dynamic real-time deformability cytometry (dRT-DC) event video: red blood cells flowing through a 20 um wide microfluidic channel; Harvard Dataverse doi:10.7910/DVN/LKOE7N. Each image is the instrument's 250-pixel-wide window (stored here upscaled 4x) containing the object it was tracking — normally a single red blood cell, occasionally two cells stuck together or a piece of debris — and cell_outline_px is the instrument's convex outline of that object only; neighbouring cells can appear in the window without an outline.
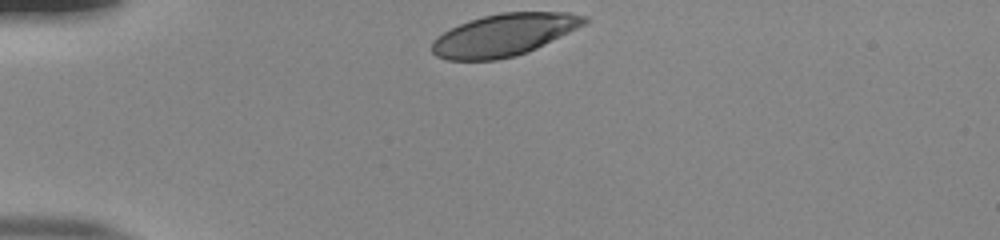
{"species": "human", "species_latin": "Homo sapiens", "temperature_condition": "room temperature", "stored_images_in_passage": 32, "camera_frame_rate_fps": 3000, "um_per_image_px": 0.085, "donor": {"sex": "male"}, "frame": {"image": 1, "passage_image": 1, "time_ms": 0.0, "image_size_px": [1000, 240], "cell_outline_px": [[588, 20], [584, 24], [528, 52], [516, 56], [496, 60], [444, 60], [436, 56], [432, 52], [432, 40], [436, 36], [468, 20], [500, 12], [568, 12], [588, 16]], "centroid_in_image_um": [42.8, 2.97], "position_along_channel_um": 42.2, "area_um2": 37.34}}
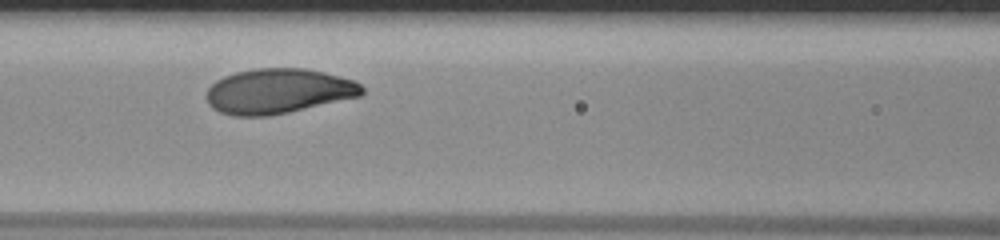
{"frame": {"image": 2, "passage_image": 12, "time_ms": 3.667, "image_size_px": [1000, 240], "cell_outline_px": [[364, 92], [360, 96], [288, 112], [268, 116], [232, 116], [220, 112], [212, 108], [208, 104], [208, 88], [216, 80], [224, 76], [236, 72], [256, 68], [304, 68], [324, 72], [352, 80], [360, 84], [364, 88]], "centroid_in_image_um": [23.64, 7.75], "position_along_channel_um": 143.0, "area_um2": 40.58}}
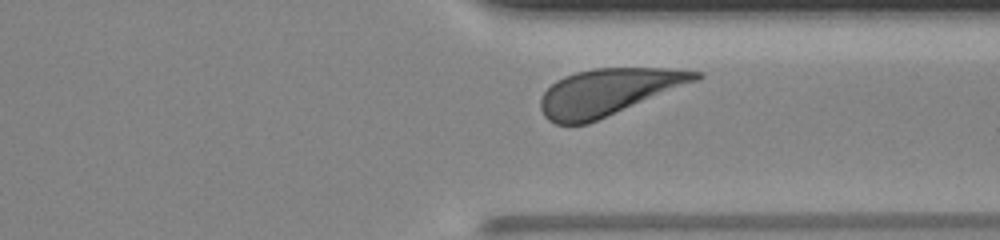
{"frame": {"image": 3, "passage_image": 29, "time_ms": 9.333, "image_size_px": [1000, 240], "cell_outline_px": [[704, 76], [696, 80], [588, 124], [556, 124], [548, 120], [544, 116], [540, 108], [540, 100], [544, 92], [556, 80], [564, 76], [576, 72], [592, 68], [664, 68], [700, 72]], "centroid_in_image_um": [51.63, 7.82], "position_along_channel_um": 359.8, "area_um2": 41.5}, "authors_computed_cell_mechanics": {"area_um2": 40.5467, "velocity_mm_per_s": 3.8319, "shape_relaxation_time_tau1_ms": 1.0035, "shape_relaxation_time_tau2_ms": null, "deformation_change_tau1": 0.0984, "deformation_change_tau2": null}}